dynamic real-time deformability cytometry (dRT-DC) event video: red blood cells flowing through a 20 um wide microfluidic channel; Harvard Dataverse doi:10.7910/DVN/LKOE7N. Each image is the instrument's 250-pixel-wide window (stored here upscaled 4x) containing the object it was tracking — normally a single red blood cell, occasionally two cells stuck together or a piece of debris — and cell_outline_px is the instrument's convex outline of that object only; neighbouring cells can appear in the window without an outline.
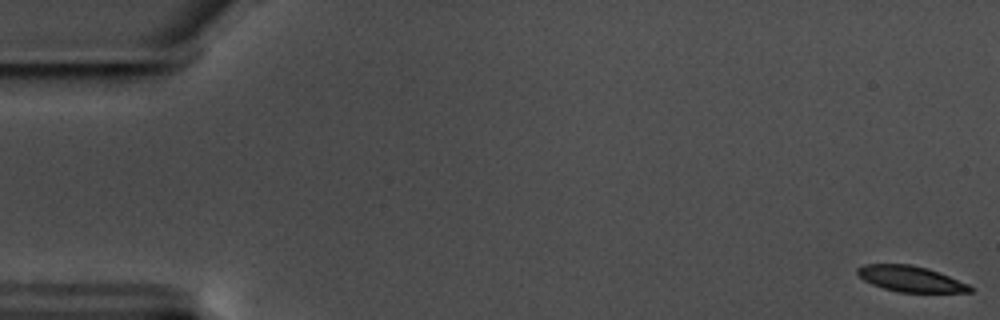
{"species": "common noctule bat (a hibernating species)", "species_latin": "Nyctalus noctula", "temperature_condition": "warm", "stored_images_in_passage": 10, "camera_frame_rate_fps": 3000, "um_per_image_px": 0.085, "animal": {"sex": "male", "body_mass_g": 17.5, "forearm_length_mm": 52.3}, "frame": {"image": 1, "passage_image": 1, "time_ms": 0.0, "image_size_px": [1000, 320], "cell_outline_px": [[976, 288], [972, 292], [900, 292], [884, 288], [872, 284], [864, 280], [856, 272], [856, 268], [864, 264], [912, 264], [928, 268], [940, 272], [968, 284]], "centroid_in_image_um": [77.43, 23.69], "position_along_channel_um": 7.6, "area_um2": 16.99}}